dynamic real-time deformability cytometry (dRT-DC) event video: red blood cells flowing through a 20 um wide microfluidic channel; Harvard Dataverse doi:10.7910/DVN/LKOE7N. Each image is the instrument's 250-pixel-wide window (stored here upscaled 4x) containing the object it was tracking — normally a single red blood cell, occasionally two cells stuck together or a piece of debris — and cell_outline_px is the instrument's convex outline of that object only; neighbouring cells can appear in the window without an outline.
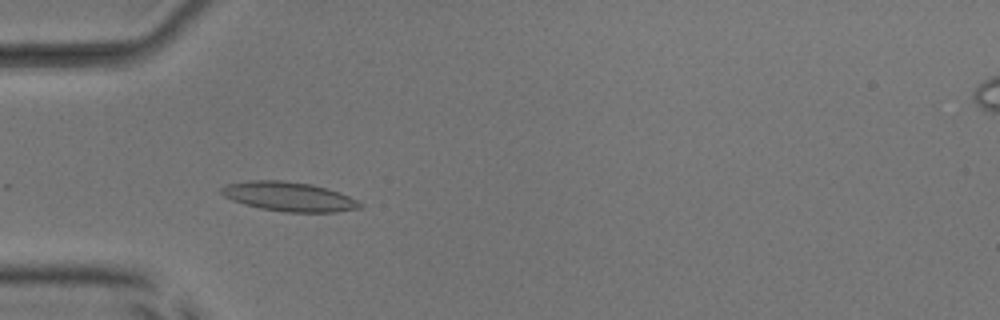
{"species": "common noctule bat (a hibernating species)", "species_latin": "Nyctalus noctula", "temperature_condition": "room temperature", "stored_images_in_passage": 18, "camera_frame_rate_fps": 3000, "um_per_image_px": 0.085, "animal": {"sex": "male", "body_mass_g": 17.9, "forearm_length_mm": 54.2}, "frame": {"image": 1, "passage_image": 9, "time_ms": 2.667, "image_size_px": [1000, 320], "cell_outline_px": [[364, 208], [336, 212], [284, 212], [260, 208], [244, 204], [232, 200], [224, 196], [220, 192], [220, 188], [224, 184], [248, 180], [284, 180], [312, 184], [328, 188], [340, 192], [364, 204]], "centroid_in_image_um": [24.56, 16.7], "position_along_channel_um": 60.4, "area_um2": 24.04}}
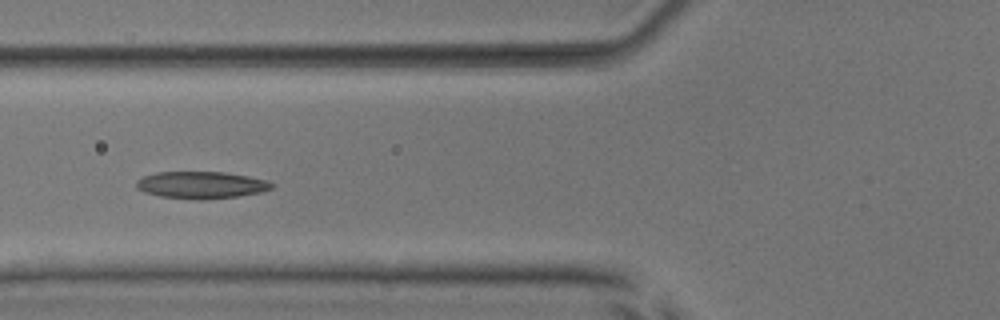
{"frame": {"image": 2, "passage_image": 13, "time_ms": 4.0, "image_size_px": [1000, 320], "cell_outline_px": [[276, 184], [272, 188], [260, 192], [240, 196], [204, 200], [200, 200], [160, 196], [144, 192], [136, 188], [136, 180], [144, 176], [156, 172], [224, 172], [248, 176], [268, 180]], "centroid_in_image_um": [17.12, 15.72], "position_along_channel_um": 108.7, "area_um2": 21.5}}